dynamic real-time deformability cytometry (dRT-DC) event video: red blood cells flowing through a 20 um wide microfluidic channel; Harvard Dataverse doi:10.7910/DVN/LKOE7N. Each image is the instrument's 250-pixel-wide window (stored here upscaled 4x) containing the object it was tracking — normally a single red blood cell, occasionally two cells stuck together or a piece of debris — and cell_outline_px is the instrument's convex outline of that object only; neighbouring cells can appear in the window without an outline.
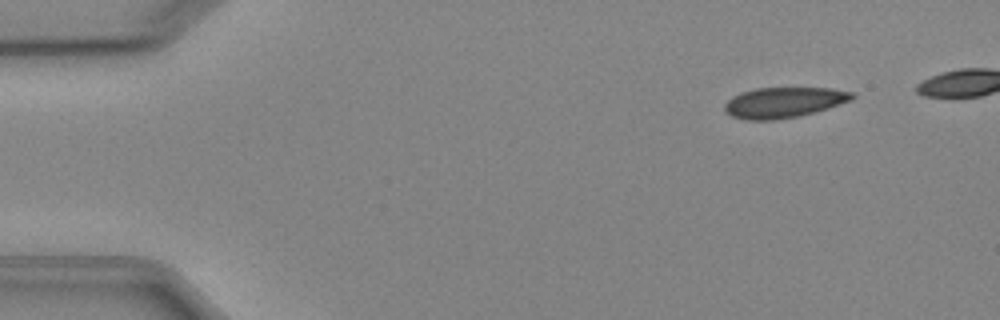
{"species": "Egyptian fruit bat (a non-hibernating species)", "species_latin": "Rousettus aegyptiacus", "temperature_condition": "cold", "stored_images_in_passage": 6, "camera_frame_rate_fps": 3000, "um_per_image_px": 0.085, "animal": {"sex": "female"}, "frame": {"image": 1, "passage_image": 2, "time_ms": 1.0, "image_size_px": [1000, 320], "cell_outline_px": [[856, 96], [852, 100], [828, 108], [796, 116], [776, 120], [744, 120], [732, 116], [724, 112], [724, 104], [732, 96], [740, 92], [756, 88], [832, 88], [852, 92]], "centroid_in_image_um": [66.58, 8.7], "position_along_channel_um": 18.4, "area_um2": 22.72}}